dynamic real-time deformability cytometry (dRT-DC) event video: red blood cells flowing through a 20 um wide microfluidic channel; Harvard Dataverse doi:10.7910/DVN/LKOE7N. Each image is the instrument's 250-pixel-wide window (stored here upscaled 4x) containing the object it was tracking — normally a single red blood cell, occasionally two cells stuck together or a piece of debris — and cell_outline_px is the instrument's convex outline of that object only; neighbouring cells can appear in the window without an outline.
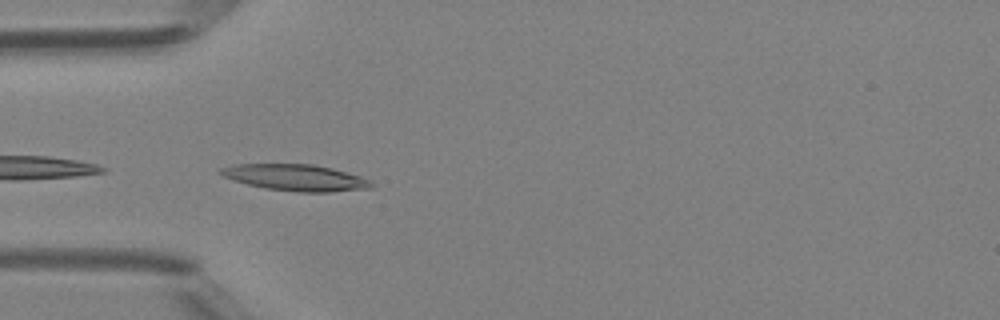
{"species": "Egyptian fruit bat (a non-hibernating species)", "species_latin": "Rousettus aegyptiacus", "temperature_condition": "room temperature", "stored_images_in_passage": 22, "camera_frame_rate_fps": 3000, "um_per_image_px": 0.085, "animal": {"sex": "female"}, "frame": {"image": 1, "passage_image": 1, "time_ms": 0.0, "image_size_px": [1000, 320], "cell_outline_px": [[376, 184], [372, 188], [328, 192], [296, 192], [264, 188], [248, 184], [224, 176], [216, 172], [220, 168], [236, 164], [312, 164], [332, 168], [360, 176]], "centroid_in_image_um": [25.14, 15.09], "position_along_channel_um": 59.9, "area_um2": 23.12}}
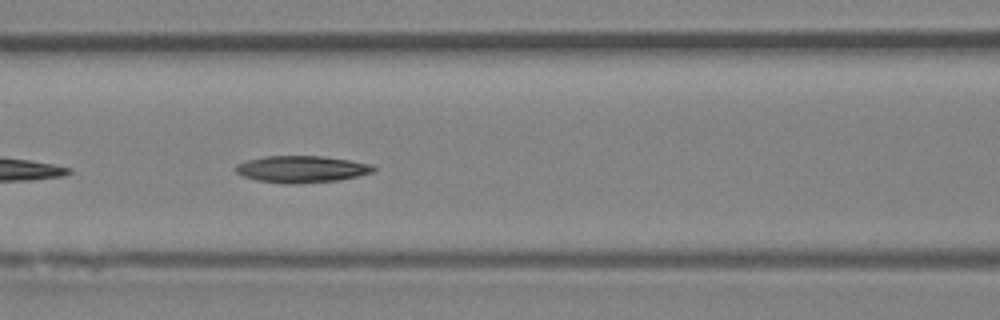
{"frame": {"image": 2, "passage_image": 7, "time_ms": 2.0, "image_size_px": [1000, 320], "cell_outline_px": [[376, 172], [340, 180], [296, 184], [284, 184], [256, 180], [244, 176], [236, 172], [236, 164], [248, 160], [264, 156], [324, 156], [372, 164], [376, 168]], "centroid_in_image_um": [25.67, 14.38], "position_along_channel_um": 140.9, "area_um2": 21.68}}
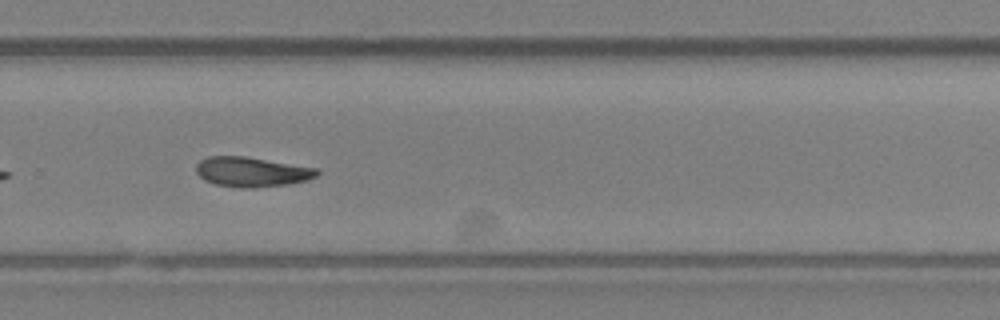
{"frame": {"image": 3, "passage_image": 19, "time_ms": 6.0, "image_size_px": [1000, 320], "cell_outline_px": [[320, 172], [316, 176], [308, 180], [288, 184], [252, 188], [240, 188], [216, 184], [204, 180], [196, 172], [196, 164], [200, 160], [208, 156], [244, 156], [320, 168]], "centroid_in_image_um": [21.42, 14.6], "position_along_channel_um": 308.4, "area_um2": 21.15}}